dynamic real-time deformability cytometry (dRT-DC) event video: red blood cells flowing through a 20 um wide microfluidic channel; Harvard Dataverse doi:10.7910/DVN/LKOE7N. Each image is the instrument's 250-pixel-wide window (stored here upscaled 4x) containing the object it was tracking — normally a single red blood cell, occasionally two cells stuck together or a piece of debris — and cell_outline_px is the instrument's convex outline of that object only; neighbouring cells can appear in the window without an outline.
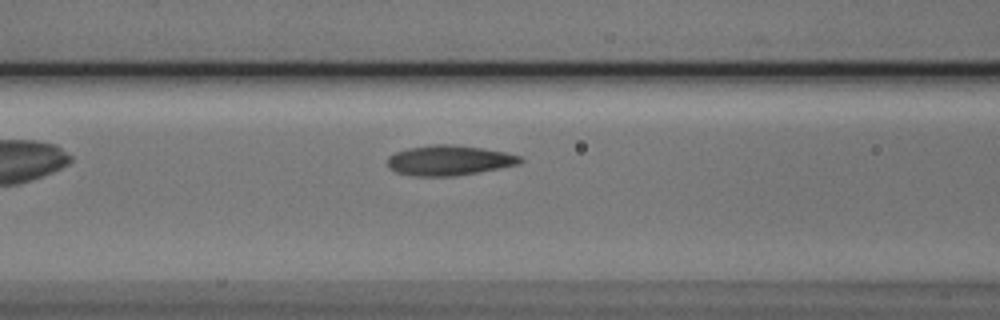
{"species": "Egyptian fruit bat (a non-hibernating species)", "species_latin": "Rousettus aegyptiacus", "temperature_condition": "cold", "stored_images_in_passage": 6, "camera_frame_rate_fps": 3000, "um_per_image_px": 0.085, "animal": {"sex": "male"}, "frame": {"image": 1, "passage_image": 5, "time_ms": 5.667, "image_size_px": [1000, 320], "cell_outline_px": [[524, 160], [520, 164], [476, 172], [452, 176], [416, 176], [396, 172], [388, 168], [388, 156], [396, 152], [408, 148], [432, 144], [452, 144], [484, 148], [504, 152], [520, 156]], "centroid_in_image_um": [38.16, 13.62], "position_along_channel_um": 128.4, "area_um2": 23.18}}